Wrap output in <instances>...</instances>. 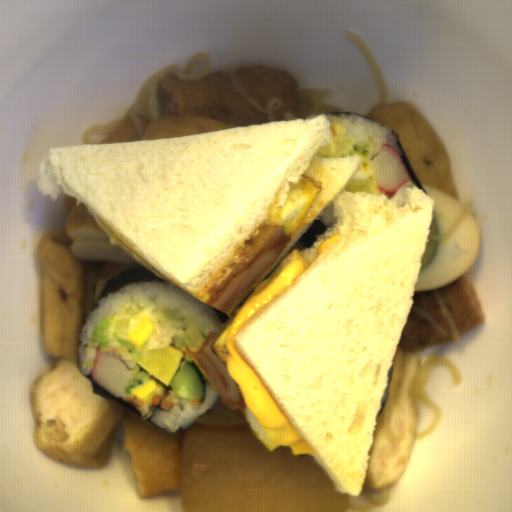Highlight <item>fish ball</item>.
Masks as SVG:
<instances>
[{
	"label": "fish ball",
	"mask_w": 512,
	"mask_h": 512,
	"mask_svg": "<svg viewBox=\"0 0 512 512\" xmlns=\"http://www.w3.org/2000/svg\"><path fill=\"white\" fill-rule=\"evenodd\" d=\"M121 443L128 452L136 488L145 499L182 491L180 452L184 430L165 431L126 409Z\"/></svg>",
	"instance_id": "1"
},
{
	"label": "fish ball",
	"mask_w": 512,
	"mask_h": 512,
	"mask_svg": "<svg viewBox=\"0 0 512 512\" xmlns=\"http://www.w3.org/2000/svg\"><path fill=\"white\" fill-rule=\"evenodd\" d=\"M64 201V230L72 254L87 261L139 263L107 236L85 204L77 205L75 198L65 192Z\"/></svg>",
	"instance_id": "2"
}]
</instances>
